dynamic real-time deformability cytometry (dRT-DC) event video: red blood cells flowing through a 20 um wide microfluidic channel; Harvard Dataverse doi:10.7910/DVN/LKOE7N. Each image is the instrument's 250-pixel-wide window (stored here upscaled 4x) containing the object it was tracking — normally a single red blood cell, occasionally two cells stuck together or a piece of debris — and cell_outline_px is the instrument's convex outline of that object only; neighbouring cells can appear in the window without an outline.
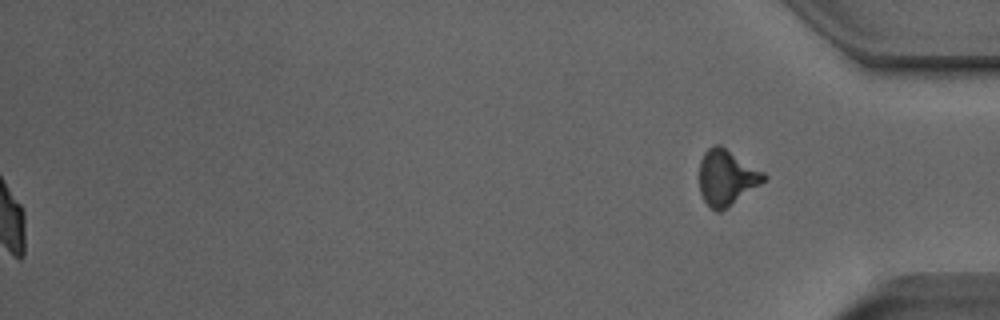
{"species": "Egyptian fruit bat (a non-hibernating species)", "species_latin": "Rousettus aegyptiacus", "temperature_condition": "room temperature", "stored_images_in_passage": 52, "segment_of_instrument_passage": [2, 2], "camera_frame_rate_fps": 3000, "um_per_image_px": 0.085, "animal": {"sex": "male"}, "frame": {"image": 1, "passage_image": 52, "time_ms": 17.0, "image_size_px": [1000, 320], "cell_outline_px": [[768, 176], [760, 184], [728, 208], [720, 212], [716, 212], [704, 200], [700, 192], [700, 160], [704, 152], [708, 148], [716, 144], [720, 144], [764, 172]], "centroid_in_image_um": [61.76, 15.09], "position_along_channel_um": 373.4, "area_um2": 20.81}}